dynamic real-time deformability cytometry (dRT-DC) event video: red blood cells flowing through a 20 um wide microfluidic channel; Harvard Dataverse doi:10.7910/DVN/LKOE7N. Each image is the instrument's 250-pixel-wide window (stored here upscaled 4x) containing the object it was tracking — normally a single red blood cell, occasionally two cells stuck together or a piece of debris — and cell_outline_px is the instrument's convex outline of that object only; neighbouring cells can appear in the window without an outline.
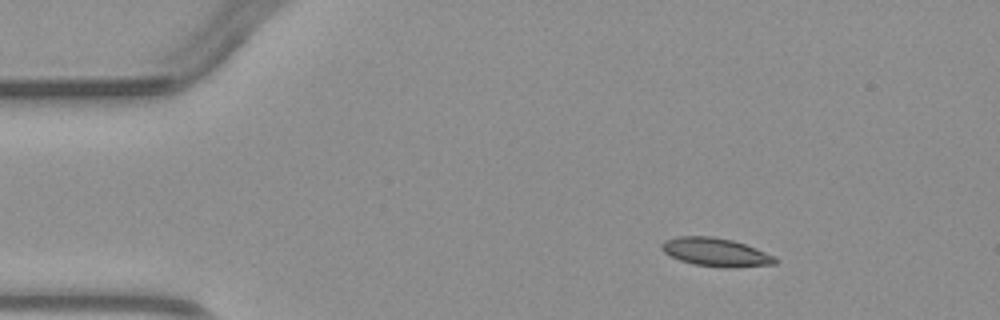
{"species": "common noctule bat (a hibernating species)", "species_latin": "Nyctalus noctula", "temperature_condition": "warm", "stored_images_in_passage": 3, "camera_frame_rate_fps": 3000, "um_per_image_px": 0.085, "animal": {"sex": "male", "body_mass_g": 23.1, "forearm_length_mm": 52.7}, "frame": {"image": 1, "passage_image": 1, "time_ms": 0.0, "image_size_px": [1000, 320], "cell_outline_px": [[776, 264], [732, 268], [692, 264], [680, 260], [664, 252], [660, 248], [660, 244], [664, 240], [676, 236], [712, 236], [732, 240], [756, 248], [776, 256]], "centroid_in_image_um": [60.83, 21.43], "position_along_channel_um": 24.2, "area_um2": 18.84}}
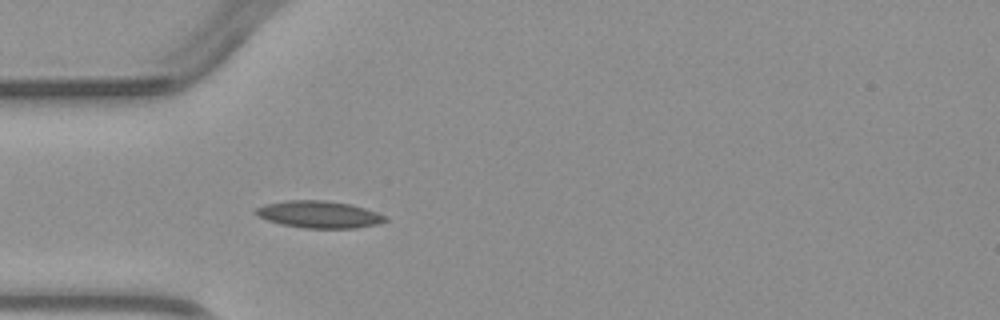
{"frame": {"image": 2, "passage_image": 3, "time_ms": 2.333, "image_size_px": [1000, 320], "cell_outline_px": [[388, 220], [380, 224], [356, 228], [304, 228], [284, 224], [268, 220], [256, 216], [252, 212], [256, 208], [264, 204], [284, 200], [324, 200], [352, 204], [388, 216]], "centroid_in_image_um": [27.13, 18.22], "position_along_channel_um": 57.9, "area_um2": 20.63}}